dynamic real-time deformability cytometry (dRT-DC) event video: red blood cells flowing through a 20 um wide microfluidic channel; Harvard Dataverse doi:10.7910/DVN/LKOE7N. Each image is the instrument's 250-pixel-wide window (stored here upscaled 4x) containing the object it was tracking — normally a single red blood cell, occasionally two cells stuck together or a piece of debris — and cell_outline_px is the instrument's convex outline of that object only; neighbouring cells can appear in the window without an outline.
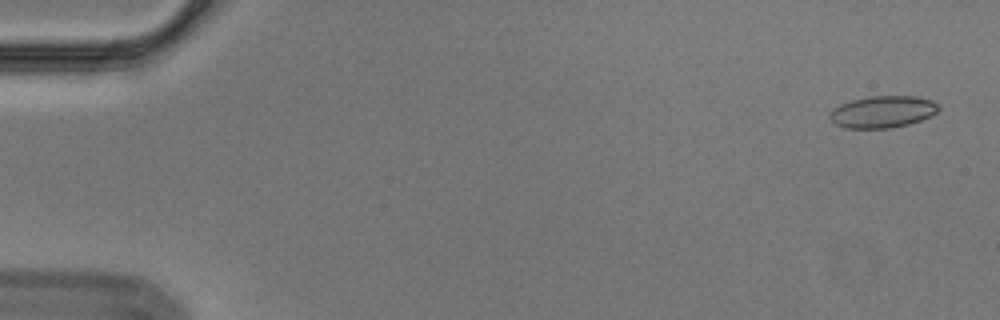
{"species": "Egyptian fruit bat (a non-hibernating species)", "species_latin": "Rousettus aegyptiacus", "temperature_condition": "cold", "stored_images_in_passage": 57, "camera_frame_rate_fps": 3000, "um_per_image_px": 0.085, "animal": {"sex": "male"}, "frame": {"image": 1, "passage_image": 3, "time_ms": 0.667, "image_size_px": [1000, 320], "cell_outline_px": [[940, 108], [932, 116], [908, 124], [892, 128], [844, 128], [836, 124], [828, 116], [828, 112], [840, 104], [852, 100], [868, 96], [916, 96], [932, 100], [940, 104]], "centroid_in_image_um": [75.04, 9.5], "position_along_channel_um": 10.0, "area_um2": 20.4}}
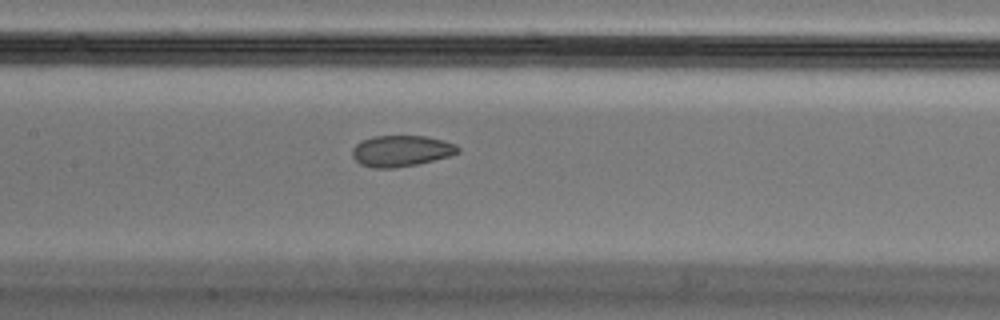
{"frame": {"image": 2, "passage_image": 28, "time_ms": 9.0, "image_size_px": [1000, 320], "cell_outline_px": [[460, 152], [448, 156], [416, 164], [392, 168], [372, 168], [360, 164], [352, 156], [352, 148], [360, 140], [372, 136], [424, 136], [444, 140], [456, 144], [460, 148]], "centroid_in_image_um": [34.07, 12.82], "position_along_channel_um": 173.3, "area_um2": 19.19}}
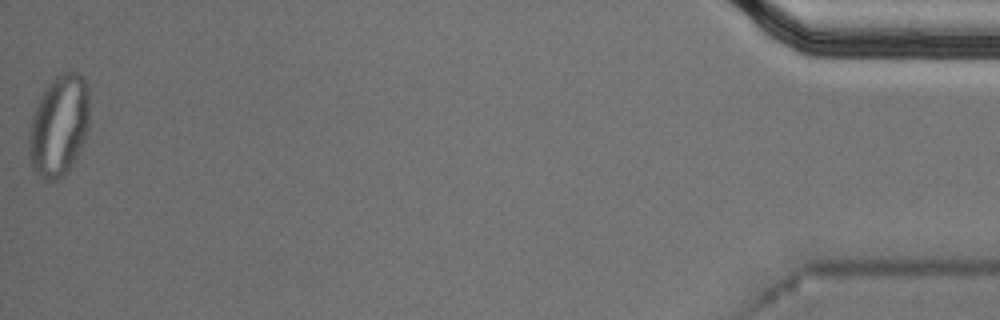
{"frame": {"image": 3, "passage_image": 57, "time_ms": 18.667, "image_size_px": [1000, 320], "cell_outline_px": [[88, 128], [84, 140], [68, 172], [64, 176], [56, 180], [44, 180], [32, 168], [28, 152], [28, 132], [32, 116], [48, 84], [56, 76], [64, 72], [76, 72], [84, 76], [88, 84]], "centroid_in_image_um": [5.01, 10.7], "position_along_channel_um": 430.2, "area_um2": 35.66}, "authors_computed_cell_mechanics": {"area_um2": 20.3456, "velocity_mm_per_s": 3.5882, "shape_relaxation_time_tau1_ms": null, "shape_relaxation_time_tau2_ms": 1.4227, "deformation_change_tau1": null, "deformation_change_tau2": 0.0603}}